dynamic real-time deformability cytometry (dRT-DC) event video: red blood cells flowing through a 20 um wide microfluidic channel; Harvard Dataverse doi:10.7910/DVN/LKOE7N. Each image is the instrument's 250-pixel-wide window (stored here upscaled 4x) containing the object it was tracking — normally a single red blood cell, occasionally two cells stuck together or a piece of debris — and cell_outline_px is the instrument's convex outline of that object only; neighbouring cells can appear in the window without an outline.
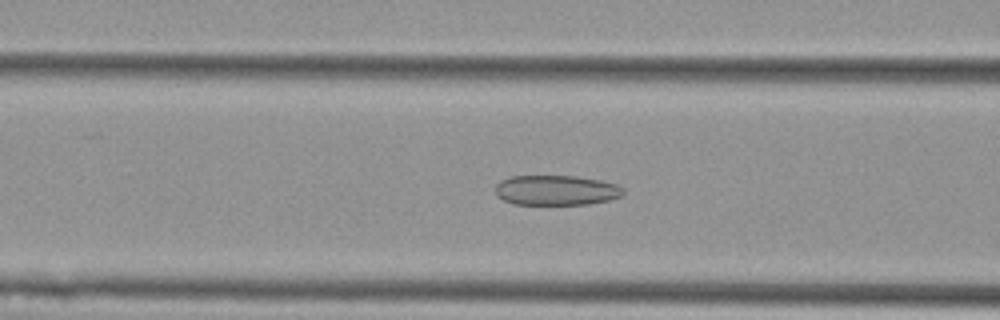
{"species": "Egyptian fruit bat (a non-hibernating species)", "species_latin": "Rousettus aegyptiacus", "temperature_condition": "cold", "stored_images_in_passage": 57, "camera_frame_rate_fps": 3000, "um_per_image_px": 0.085, "animal": {"sex": "female"}, "frame": {"image": 1, "passage_image": 23, "time_ms": 7.333, "image_size_px": [1000, 320], "cell_outline_px": [[624, 192], [620, 196], [612, 200], [588, 204], [512, 204], [496, 196], [496, 184], [500, 180], [512, 176], [576, 176], [600, 180], [616, 184], [624, 188]], "centroid_in_image_um": [47.28, 16.17], "position_along_channel_um": 119.3, "area_um2": 22.48}}
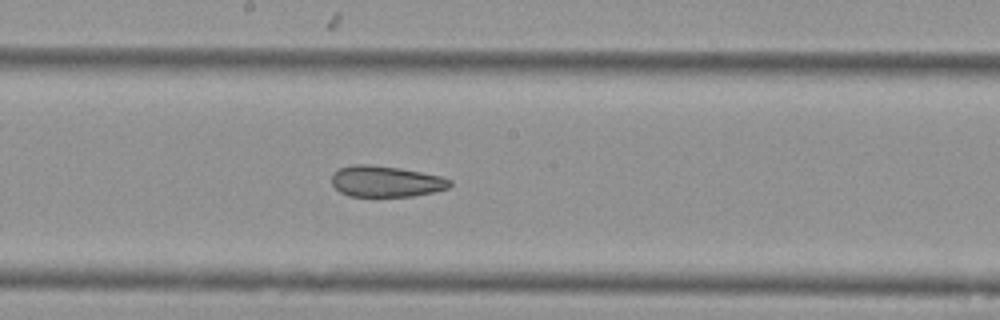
{"frame": {"image": 2, "passage_image": 31, "time_ms": 10.0, "image_size_px": [1000, 320], "cell_outline_px": [[452, 184], [448, 188], [432, 192], [412, 196], [348, 196], [340, 192], [332, 184], [332, 172], [340, 168], [352, 164], [368, 164], [400, 168], [440, 176], [452, 180]], "centroid_in_image_um": [32.77, 15.41], "position_along_channel_um": 215.4, "area_um2": 21.39}}
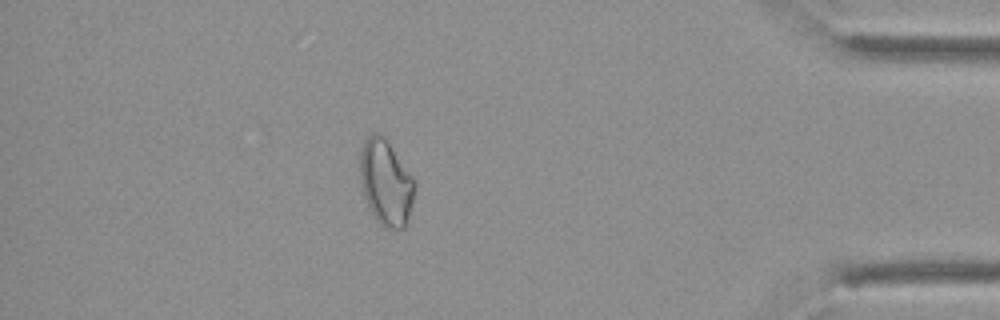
{"frame": {"image": 3, "passage_image": 50, "time_ms": 16.333, "image_size_px": [1000, 320], "cell_outline_px": [[416, 184], [408, 216], [404, 228], [384, 228], [376, 220], [364, 196], [360, 180], [360, 152], [364, 140], [372, 132], [380, 132], [384, 136], [412, 176]], "centroid_in_image_um": [32.77, 15.48], "position_along_channel_um": 402.4, "area_um2": 26.99}, "authors_computed_cell_mechanics": {"area_um2": 26.299, "velocity_mm_per_s": 3.6133, "shape_relaxation_time_tau1_ms": null, "shape_relaxation_time_tau2_ms": 2.4837, "deformation_change_tau1": null, "deformation_change_tau2": 0.0818}}